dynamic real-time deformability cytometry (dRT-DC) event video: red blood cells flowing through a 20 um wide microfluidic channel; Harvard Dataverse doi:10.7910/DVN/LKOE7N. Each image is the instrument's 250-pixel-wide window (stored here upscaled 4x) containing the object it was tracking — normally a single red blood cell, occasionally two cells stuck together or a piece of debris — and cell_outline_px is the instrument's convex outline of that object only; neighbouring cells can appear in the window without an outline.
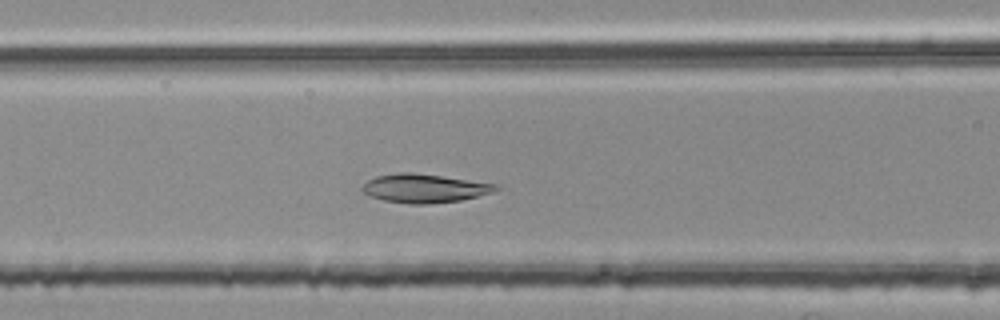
{"species": "common noctule bat (a hibernating species)", "species_latin": "Nyctalus noctula", "temperature_condition": "room temperature", "stored_images_in_passage": 33, "camera_frame_rate_fps": 3000, "um_per_image_px": 0.085, "animal": {"sex": "female", "body_mass_g": 25.1}, "frame": {"image": 1, "passage_image": 9, "time_ms": 2.667, "image_size_px": [1000, 320], "cell_outline_px": [[500, 188], [496, 192], [460, 200], [428, 204], [412, 204], [384, 200], [368, 196], [360, 188], [368, 180], [376, 176], [400, 172], [412, 172], [496, 184]], "centroid_in_image_um": [36.06, 16.01], "position_along_channel_um": 130.5, "area_um2": 22.2}}
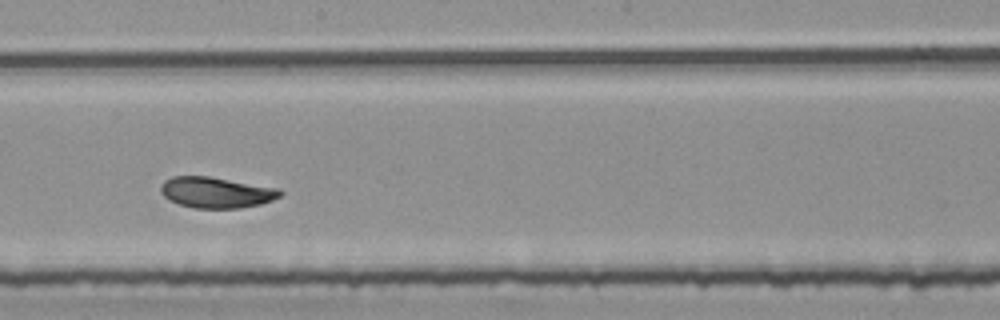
{"frame": {"image": 2, "passage_image": 17, "time_ms": 5.333, "image_size_px": [1000, 320], "cell_outline_px": [[284, 192], [280, 196], [272, 200], [260, 204], [240, 208], [196, 208], [180, 204], [168, 200], [160, 192], [160, 188], [164, 180], [172, 176], [208, 176], [280, 188]], "centroid_in_image_um": [18.38, 16.35], "position_along_channel_um": 229.8, "area_um2": 21.56}}
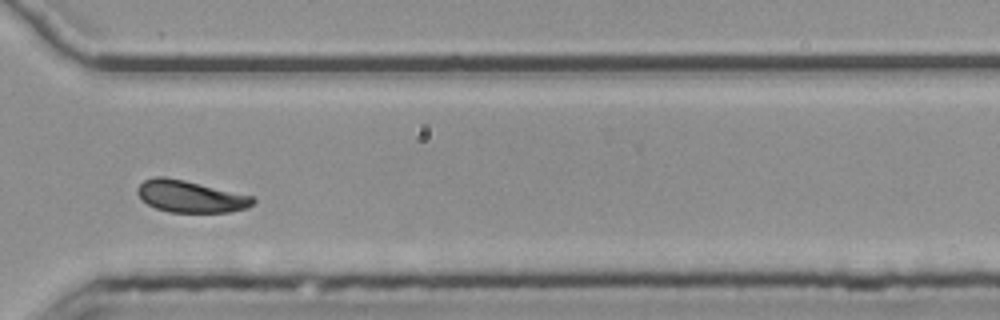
{"frame": {"image": 3, "passage_image": 27, "time_ms": 8.667, "image_size_px": [1000, 320], "cell_outline_px": [[256, 200], [248, 208], [228, 212], [168, 212], [156, 208], [148, 204], [136, 192], [136, 188], [144, 180], [156, 176], [164, 176], [184, 180], [252, 196]], "centroid_in_image_um": [16.17, 16.7], "position_along_channel_um": 354.4, "area_um2": 21.27}, "authors_computed_cell_mechanics": {"area_um2": 21.5016, "velocity_mm_per_s": 3.7431, "shape_relaxation_time_tau1_ms": 4.284, "shape_relaxation_time_tau2_ms": 1.8584, "deformation_change_tau1": 0.1396, "deformation_change_tau2": 0.0503}}